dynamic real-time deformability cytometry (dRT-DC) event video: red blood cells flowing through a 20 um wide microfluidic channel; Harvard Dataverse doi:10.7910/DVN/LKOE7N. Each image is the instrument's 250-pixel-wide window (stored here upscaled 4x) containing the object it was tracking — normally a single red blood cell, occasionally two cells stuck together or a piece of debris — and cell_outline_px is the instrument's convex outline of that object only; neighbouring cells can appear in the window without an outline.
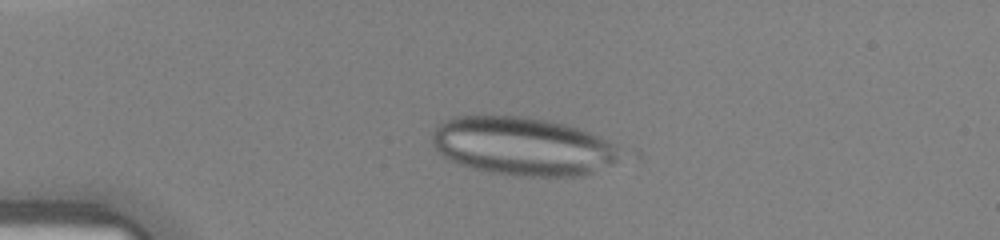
{"species": "human", "species_latin": "Homo sapiens", "temperature_condition": "warm", "stored_images_in_passage": 38, "camera_frame_rate_fps": 3000, "um_per_image_px": 0.085, "donor": {"sex": "female"}, "frame": {"image": 1, "passage_image": 10, "time_ms": 3.0, "image_size_px": [1000, 240], "cell_outline_px": [[624, 156], [612, 164], [592, 172], [580, 176], [520, 176], [488, 172], [472, 168], [448, 160], [436, 152], [432, 144], [432, 136], [436, 128], [444, 120], [452, 116], [524, 116], [564, 124], [588, 132], [616, 144], [624, 152]], "centroid_in_image_um": [44.42, 12.44], "position_along_channel_um": 40.6, "area_um2": 64.16}}
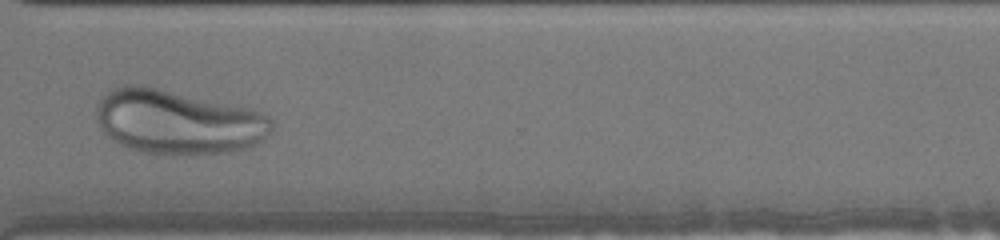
{"frame": {"image": 2, "passage_image": 33, "time_ms": 10.667, "image_size_px": [1000, 240], "cell_outline_px": [[272, 128], [264, 140], [244, 148], [228, 152], [144, 152], [120, 144], [108, 136], [96, 120], [96, 104], [108, 92], [124, 84], [144, 84], [248, 108], [264, 112], [272, 120]], "centroid_in_image_um": [15.11, 10.31], "position_along_channel_um": 355.5, "area_um2": 64.68}}
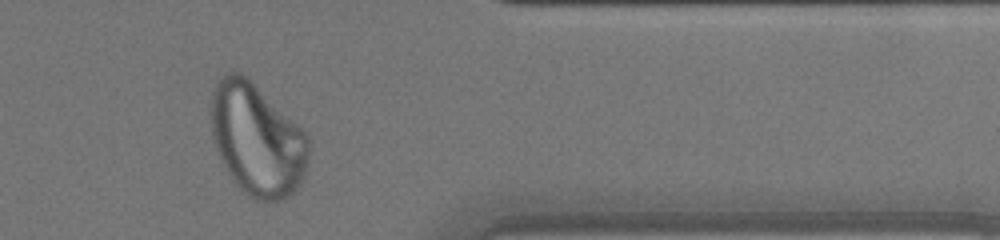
{"frame": {"image": 3, "passage_image": 36, "time_ms": 11.667, "image_size_px": [1000, 240], "cell_outline_px": [[308, 164], [304, 180], [288, 196], [280, 200], [264, 204], [256, 200], [244, 192], [232, 180], [224, 168], [216, 148], [212, 136], [208, 104], [216, 80], [224, 72], [240, 72], [248, 76], [308, 136]], "centroid_in_image_um": [21.8, 11.85], "position_along_channel_um": 389.6, "area_um2": 64.79}}